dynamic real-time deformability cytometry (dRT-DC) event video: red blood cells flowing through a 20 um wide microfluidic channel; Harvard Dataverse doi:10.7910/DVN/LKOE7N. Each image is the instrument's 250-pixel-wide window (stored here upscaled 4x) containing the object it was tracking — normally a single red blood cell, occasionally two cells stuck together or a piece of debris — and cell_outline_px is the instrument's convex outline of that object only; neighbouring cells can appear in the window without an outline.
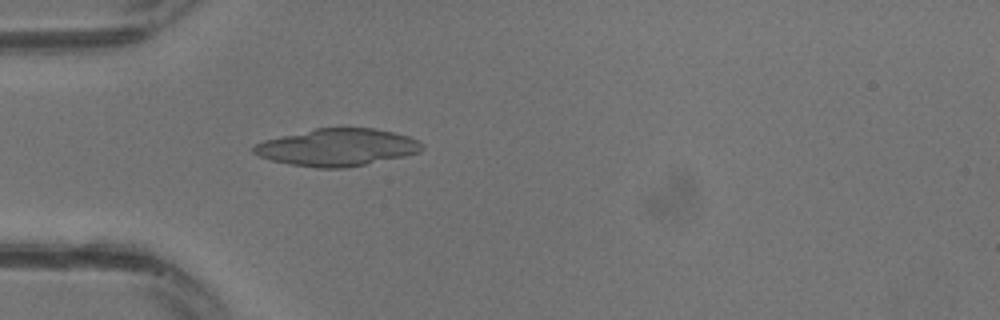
{"species": "common noctule bat (a hibernating species)", "species_latin": "Nyctalus noctula", "temperature_condition": "warm", "stored_images_in_passage": 14, "camera_frame_rate_fps": 3000, "um_per_image_px": 0.085, "animal": {"sex": "male", "body_mass_g": 13.3}, "frame": {"image": 1, "passage_image": 10, "time_ms": 3.0, "image_size_px": [1000, 320], "cell_outline_px": [[424, 148], [420, 152], [404, 156], [348, 168], [316, 168], [288, 164], [272, 160], [260, 156], [252, 152], [252, 148], [256, 144], [264, 140], [316, 128], [372, 128], [392, 132], [408, 136], [420, 140], [424, 144]], "centroid_in_image_um": [28.69, 12.53], "position_along_channel_um": 56.3, "area_um2": 36.53}}
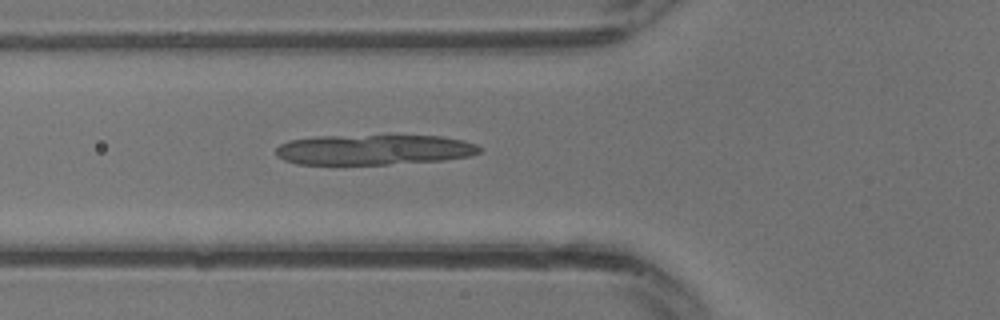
{"frame": {"image": 2, "passage_image": 12, "time_ms": 3.667, "image_size_px": [1000, 320], "cell_outline_px": [[480, 152], [468, 156], [444, 160], [388, 164], [296, 164], [284, 160], [276, 156], [276, 148], [280, 144], [288, 140], [316, 136], [444, 136], [464, 140], [476, 144], [480, 148]], "centroid_in_image_um": [31.75, 12.72], "position_along_channel_um": 94.0, "area_um2": 35.89}}
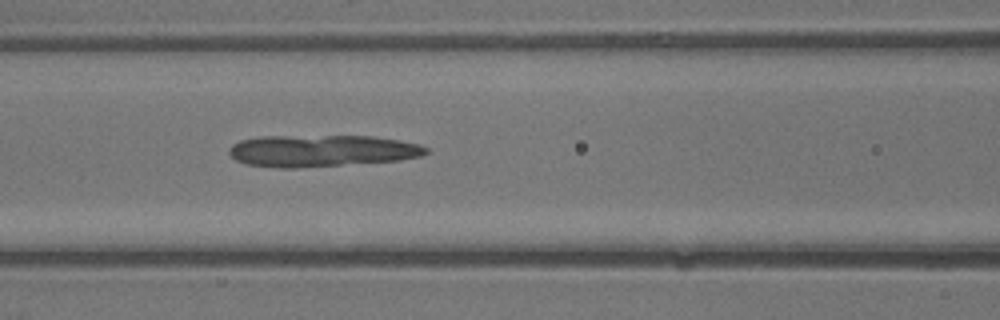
{"frame": {"image": 3, "passage_image": 14, "time_ms": 4.333, "image_size_px": [1000, 320], "cell_outline_px": [[432, 152], [420, 156], [400, 160], [296, 168], [280, 168], [244, 164], [236, 160], [228, 152], [228, 148], [232, 144], [240, 140], [260, 136], [372, 136], [400, 140], [420, 144], [428, 148]], "centroid_in_image_um": [27.34, 12.81], "position_along_channel_um": 139.3, "area_um2": 36.76}}